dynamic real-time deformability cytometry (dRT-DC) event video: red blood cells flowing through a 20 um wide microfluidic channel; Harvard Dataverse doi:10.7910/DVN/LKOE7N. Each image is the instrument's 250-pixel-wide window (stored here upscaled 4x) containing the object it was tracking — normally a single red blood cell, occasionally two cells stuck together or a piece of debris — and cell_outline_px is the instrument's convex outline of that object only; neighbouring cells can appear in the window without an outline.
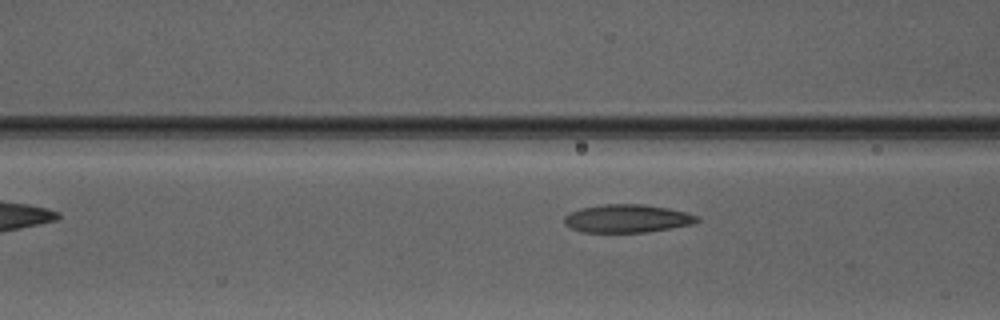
{"species": "Egyptian fruit bat (a non-hibernating species)", "species_latin": "Rousettus aegyptiacus", "temperature_condition": "warm", "stored_images_in_passage": 6, "camera_frame_rate_fps": 3000, "um_per_image_px": 0.085, "animal": {"sex": "male"}, "frame": {"image": 1, "passage_image": 5, "time_ms": 4.667, "image_size_px": [1000, 320], "cell_outline_px": [[700, 220], [692, 224], [644, 232], [584, 232], [572, 228], [564, 224], [564, 216], [580, 208], [604, 204], [644, 204], [668, 208], [688, 212], [700, 216]], "centroid_in_image_um": [53.33, 18.56], "position_along_channel_um": 113.3, "area_um2": 21.68}}
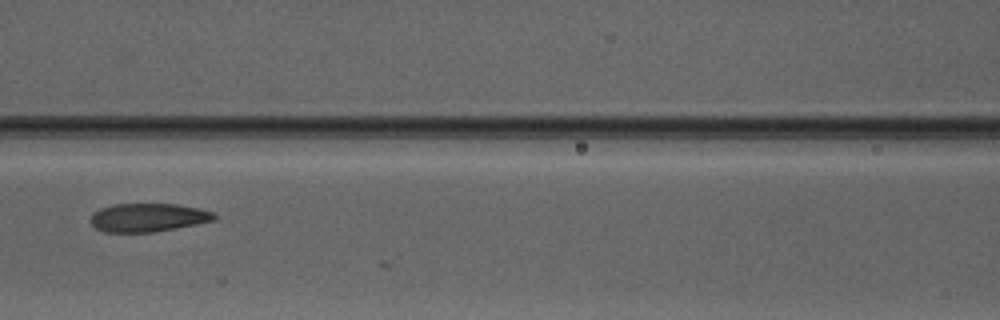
{"frame": {"image": 2, "passage_image": 6, "time_ms": 5.667, "image_size_px": [1000, 320], "cell_outline_px": [[216, 220], [156, 232], [104, 232], [96, 228], [92, 224], [92, 212], [100, 208], [112, 204], [176, 204], [196, 208], [212, 212], [216, 216]], "centroid_in_image_um": [12.56, 18.49], "position_along_channel_um": 154.0, "area_um2": 20.4}}